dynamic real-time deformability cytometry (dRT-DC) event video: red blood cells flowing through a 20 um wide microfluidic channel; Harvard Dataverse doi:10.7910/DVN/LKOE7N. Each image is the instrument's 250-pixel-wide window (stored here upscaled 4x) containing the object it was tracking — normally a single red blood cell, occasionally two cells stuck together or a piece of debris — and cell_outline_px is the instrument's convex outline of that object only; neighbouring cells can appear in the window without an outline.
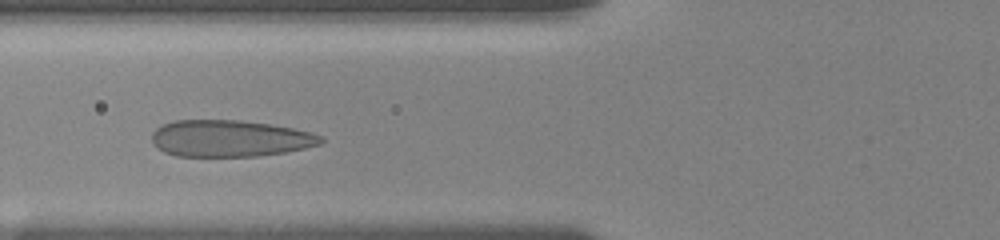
{"species": "human", "species_latin": "Homo sapiens", "temperature_condition": "room temperature", "stored_images_in_passage": 45, "camera_frame_rate_fps": 3000, "um_per_image_px": 0.085, "donor": {"sex": "female"}, "frame": {"image": 1, "passage_image": 6, "time_ms": 1.0, "image_size_px": [1000, 240], "cell_outline_px": [[324, 140], [320, 144], [304, 148], [284, 152], [256, 156], [176, 156], [164, 152], [156, 148], [152, 144], [152, 132], [160, 124], [172, 120], [240, 120], [268, 124], [292, 128], [312, 132], [320, 136]], "centroid_in_image_um": [19.47, 11.76], "position_along_channel_um": 106.3, "area_um2": 36.24}}
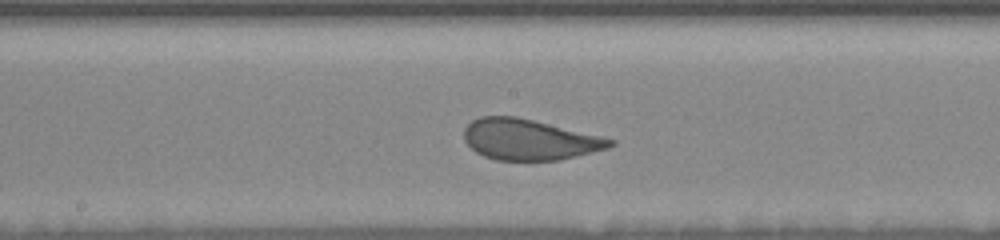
{"frame": {"image": 2, "passage_image": 21, "time_ms": 3.667, "image_size_px": [1000, 240], "cell_outline_px": [[616, 144], [608, 148], [560, 160], [496, 160], [484, 156], [476, 152], [464, 140], [464, 128], [472, 120], [480, 116], [516, 116], [600, 136], [616, 140]], "centroid_in_image_um": [44.97, 11.86], "position_along_channel_um": 203.2, "area_um2": 34.51}}
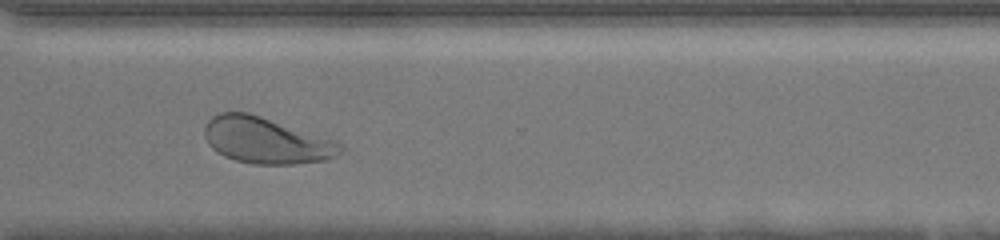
{"frame": {"image": 3, "passage_image": 41, "time_ms": 7.667, "image_size_px": [1000, 240], "cell_outline_px": [[344, 148], [336, 156], [328, 160], [292, 164], [252, 164], [236, 160], [224, 156], [216, 152], [208, 144], [204, 136], [204, 128], [208, 120], [212, 116], [220, 112], [248, 112], [336, 140], [344, 144]], "centroid_in_image_um": [22.63, 11.94], "position_along_channel_um": 348.0, "area_um2": 36.82}, "authors_computed_cell_mechanics": {"area_um2": 35.4314, "velocity_mm_per_s": 3.6315, "shape_relaxation_time_tau1_ms": 3.5435, "shape_relaxation_time_tau2_ms": null, "deformation_change_tau1": 0.1464, "deformation_change_tau2": null}}